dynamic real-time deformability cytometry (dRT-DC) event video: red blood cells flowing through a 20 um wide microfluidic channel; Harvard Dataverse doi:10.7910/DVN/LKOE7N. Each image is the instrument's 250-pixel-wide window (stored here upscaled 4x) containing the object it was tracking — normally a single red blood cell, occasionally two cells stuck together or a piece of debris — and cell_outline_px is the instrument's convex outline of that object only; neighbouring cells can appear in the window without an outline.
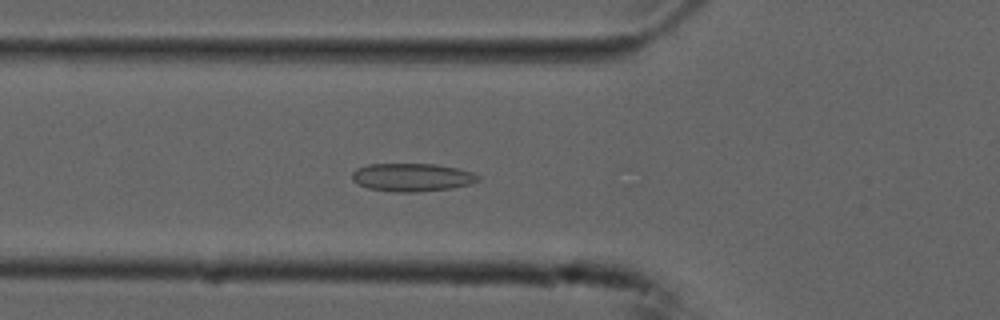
{"species": "common noctule bat (a hibernating species)", "species_latin": "Nyctalus noctula", "temperature_condition": "cold", "stored_images_in_passage": 55, "camera_frame_rate_fps": 3000, "um_per_image_px": 0.085, "animal": {"sex": "male", "forearm_length_mm": 52.5}, "frame": {"image": 1, "passage_image": 20, "time_ms": 6.333, "image_size_px": [1000, 320], "cell_outline_px": [[480, 180], [472, 184], [452, 188], [416, 192], [396, 192], [368, 188], [352, 180], [352, 172], [356, 168], [368, 164], [436, 164], [456, 168], [472, 172], [480, 176]], "centroid_in_image_um": [35.04, 15.07], "position_along_channel_um": 90.8, "area_um2": 20.69}}
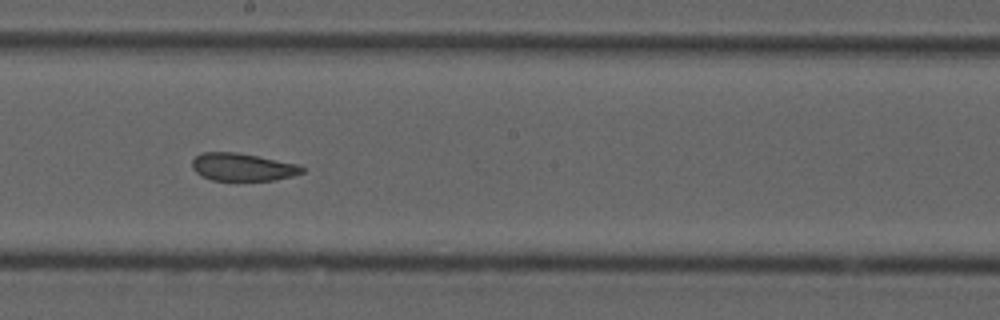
{"frame": {"image": 2, "passage_image": 31, "time_ms": 10.0, "image_size_px": [1000, 320], "cell_outline_px": [[304, 172], [292, 176], [276, 180], [212, 180], [196, 172], [192, 168], [192, 160], [196, 156], [204, 152], [236, 152], [300, 164], [304, 168]], "centroid_in_image_um": [20.65, 14.19], "position_along_channel_um": 227.6, "area_um2": 17.69}}
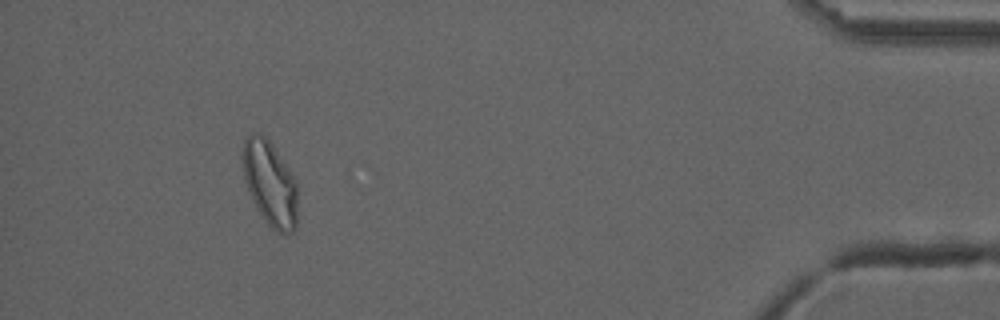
{"frame": {"image": 3, "passage_image": 51, "time_ms": 16.667, "image_size_px": [1000, 320], "cell_outline_px": [[296, 228], [288, 236], [276, 232], [268, 224], [256, 208], [252, 200], [244, 176], [240, 156], [240, 148], [244, 140], [248, 136], [256, 132], [260, 132], [272, 144], [296, 180]], "centroid_in_image_um": [22.92, 15.58], "position_along_channel_um": 412.3, "area_um2": 27.4}, "authors_computed_cell_mechanics": {"area_um2": 21.5594, "velocity_mm_per_s": 3.7152, "shape_relaxation_time_tau1_ms": null, "shape_relaxation_time_tau2_ms": 0.9206, "deformation_change_tau1": null, "deformation_change_tau2": 0.0598}}